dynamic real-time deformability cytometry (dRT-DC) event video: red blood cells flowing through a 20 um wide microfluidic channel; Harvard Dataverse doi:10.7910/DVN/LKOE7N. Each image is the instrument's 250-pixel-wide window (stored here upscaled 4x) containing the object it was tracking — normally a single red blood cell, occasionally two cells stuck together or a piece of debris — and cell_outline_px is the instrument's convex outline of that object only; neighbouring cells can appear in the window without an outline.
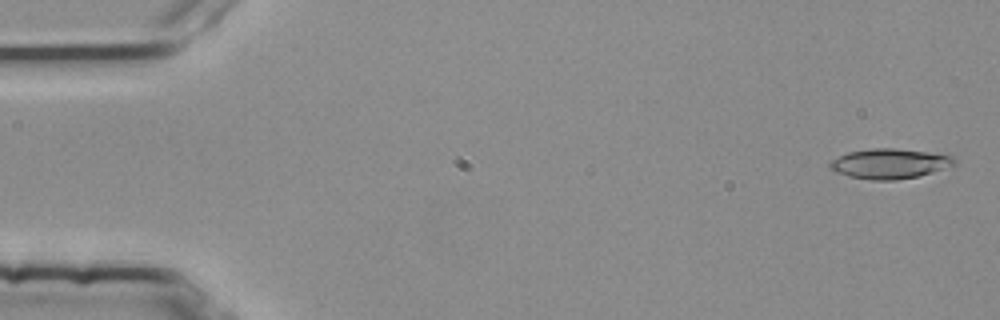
{"species": "common noctule bat (a hibernating species)", "species_latin": "Nyctalus noctula", "temperature_condition": "room temperature", "stored_images_in_passage": 3, "camera_frame_rate_fps": 3000, "um_per_image_px": 0.085, "animal": {"sex": "female", "body_mass_g": 25.1}, "frame": {"image": 1, "passage_image": 1, "time_ms": 0.0, "image_size_px": [1000, 320], "cell_outline_px": [[956, 164], [932, 172], [916, 176], [896, 180], [872, 180], [848, 176], [836, 172], [828, 168], [828, 164], [832, 160], [848, 152], [872, 148], [896, 148], [952, 156], [956, 160]], "centroid_in_image_um": [75.57, 13.91], "position_along_channel_um": 9.4, "area_um2": 21.5}}